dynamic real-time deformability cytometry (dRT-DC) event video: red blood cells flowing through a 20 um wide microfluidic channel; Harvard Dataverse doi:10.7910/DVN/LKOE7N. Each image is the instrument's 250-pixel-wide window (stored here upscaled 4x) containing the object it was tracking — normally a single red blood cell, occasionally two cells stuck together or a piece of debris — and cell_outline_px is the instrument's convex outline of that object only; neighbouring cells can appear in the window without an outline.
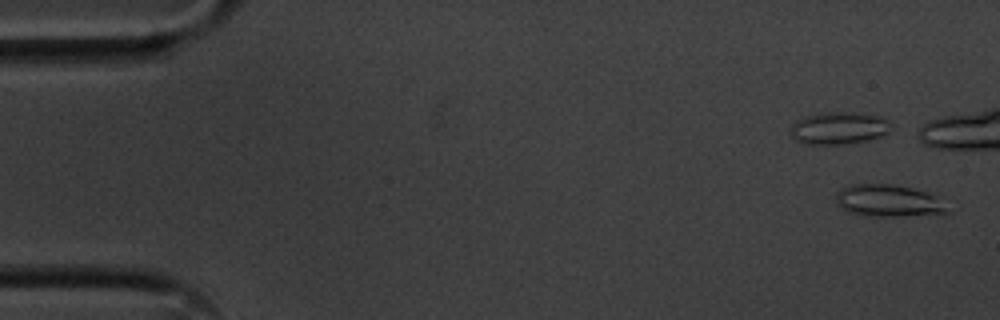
{"species": "common noctule bat (a hibernating species)", "species_latin": "Nyctalus noctula", "temperature_condition": "cold", "stored_images_in_passage": 43, "segment_of_instrument_passage": [1, 2], "camera_frame_rate_fps": 3000, "um_per_image_px": 0.085, "animal": {"sex": "male", "body_mass_g": 20.1, "forearm_length_mm": 53.5}, "frame": {"image": 1, "passage_image": 1, "time_ms": 0.0, "image_size_px": [1000, 320], "cell_outline_px": [[952, 212], [944, 216], [864, 216], [848, 212], [840, 208], [836, 204], [836, 192], [840, 188], [852, 184], [892, 184], [912, 188], [936, 196]], "centroid_in_image_um": [75.55, 17.1], "position_along_channel_um": 9.4, "area_um2": 21.5}}
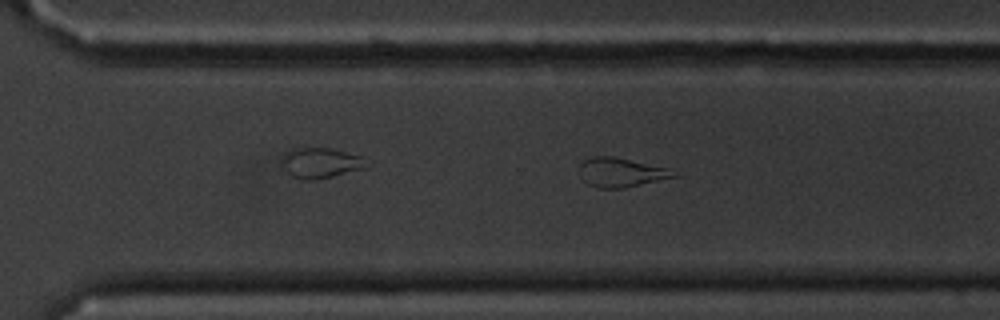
{"frame": {"image": 2, "passage_image": 37, "time_ms": 12.0, "image_size_px": [1000, 320], "cell_outline_px": [[680, 176], [624, 188], [596, 188], [588, 184], [584, 180], [580, 164], [584, 160], [592, 156], [612, 156], [668, 168]], "centroid_in_image_um": [52.82, 14.66], "position_along_channel_um": 317.8, "area_um2": 15.84}}
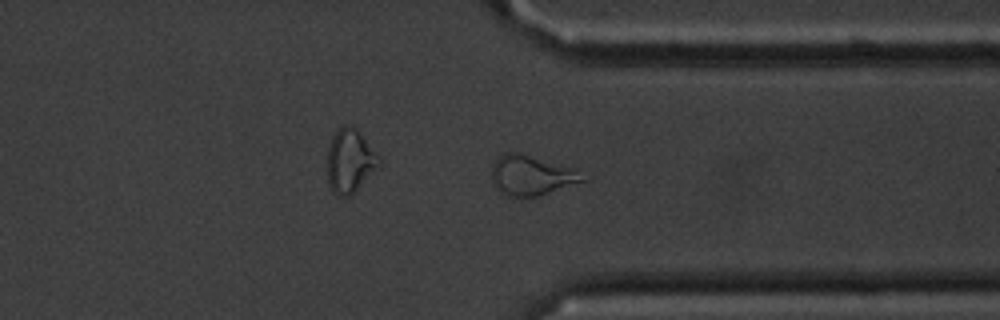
{"frame": {"image": 3, "passage_image": 41, "time_ms": 13.333, "image_size_px": [1000, 320], "cell_outline_px": [[588, 180], [540, 196], [508, 196], [500, 192], [496, 188], [492, 180], [492, 164], [504, 152], [516, 152], [576, 168]], "centroid_in_image_um": [45.2, 14.91], "position_along_channel_um": 366.2, "area_um2": 21.21}}